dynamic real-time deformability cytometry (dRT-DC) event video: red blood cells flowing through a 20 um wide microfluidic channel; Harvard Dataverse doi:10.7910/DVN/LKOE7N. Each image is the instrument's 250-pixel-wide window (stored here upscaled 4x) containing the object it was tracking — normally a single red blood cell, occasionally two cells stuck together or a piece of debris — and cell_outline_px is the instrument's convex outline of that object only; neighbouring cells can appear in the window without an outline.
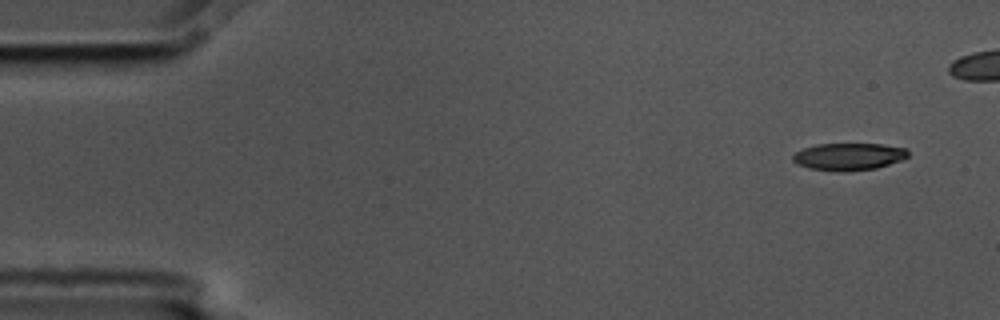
{"species": "common noctule bat (a hibernating species)", "species_latin": "Nyctalus noctula", "temperature_condition": "cold", "stored_images_in_passage": 7, "camera_frame_rate_fps": 3000, "um_per_image_px": 0.085, "animal": {"sex": "male", "body_mass_g": 17.5, "forearm_length_mm": 52.3}, "frame": {"image": 1, "passage_image": 1, "time_ms": 0.0, "image_size_px": [1000, 320], "cell_outline_px": [[908, 156], [900, 160], [876, 168], [844, 172], [840, 172], [808, 168], [796, 164], [792, 160], [792, 156], [796, 152], [804, 148], [816, 144], [884, 144], [908, 148]], "centroid_in_image_um": [72.13, 13.31], "position_along_channel_um": 12.9, "area_um2": 18.38}}